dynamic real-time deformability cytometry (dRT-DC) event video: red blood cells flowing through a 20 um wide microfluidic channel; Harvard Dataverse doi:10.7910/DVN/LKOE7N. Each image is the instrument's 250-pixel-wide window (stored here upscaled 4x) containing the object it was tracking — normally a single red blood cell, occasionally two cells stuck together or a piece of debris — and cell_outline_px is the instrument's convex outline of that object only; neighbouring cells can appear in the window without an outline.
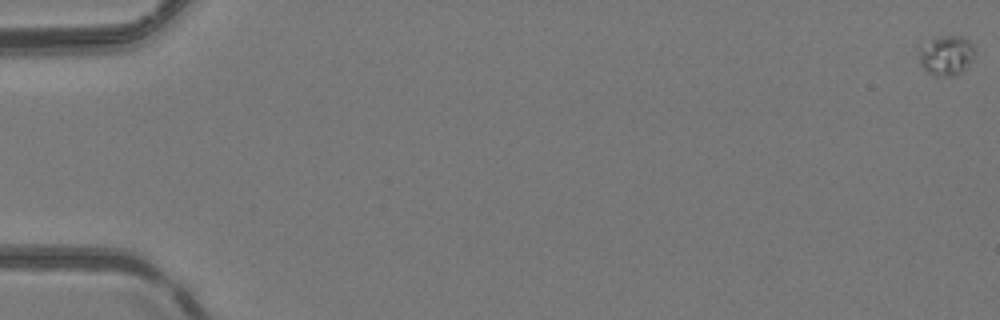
{"species": "common noctule bat (a hibernating species)", "species_latin": "Nyctalus noctula", "temperature_condition": "room temperature", "stored_images_in_passage": 53, "camera_frame_rate_fps": 3000, "um_per_image_px": 0.085, "animal": {"sex": "female", "body_mass_g": 24.6, "forearm_length_mm": 56.2}, "frame": {"image": 1, "passage_image": 1, "time_ms": 0.0, "image_size_px": [1000, 320], "cell_outline_px": [[976, 48], [972, 60], [956, 76], [936, 76], [928, 72], [920, 64], [920, 48], [932, 40], [940, 36], [960, 36], [968, 40]], "centroid_in_image_um": [80.47, 4.72], "position_along_channel_um": 4.5, "area_um2": 12.66}}